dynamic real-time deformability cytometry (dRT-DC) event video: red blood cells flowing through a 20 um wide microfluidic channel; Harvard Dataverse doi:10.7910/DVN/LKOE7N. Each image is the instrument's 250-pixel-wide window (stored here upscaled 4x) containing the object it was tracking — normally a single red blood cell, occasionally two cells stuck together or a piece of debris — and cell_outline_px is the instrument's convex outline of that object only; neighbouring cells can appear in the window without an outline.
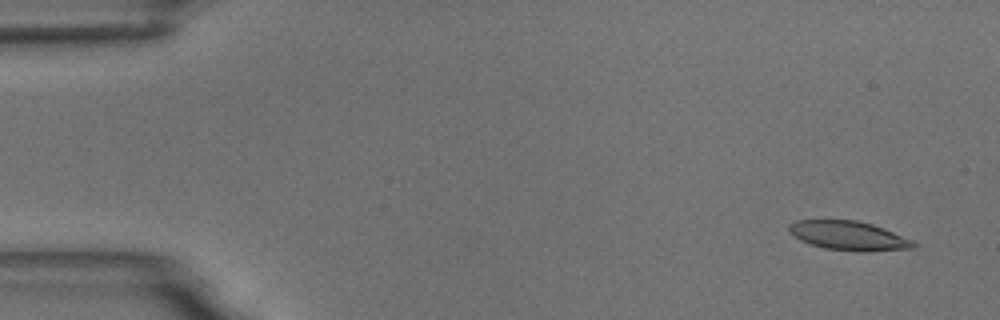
{"species": "common noctule bat (a hibernating species)", "species_latin": "Nyctalus noctula", "temperature_condition": "room temperature", "stored_images_in_passage": 6, "segment_of_instrument_passage": [1, 2], "camera_frame_rate_fps": 3000, "um_per_image_px": 0.085, "animal": {"sex": "male", "body_mass_g": 18.8}, "frame": {"image": 1, "passage_image": 1, "time_ms": 0.0, "image_size_px": [1000, 320], "cell_outline_px": [[920, 244], [916, 248], [868, 252], [856, 252], [824, 248], [800, 240], [788, 232], [788, 224], [796, 220], [856, 220], [872, 224], [884, 228], [912, 240]], "centroid_in_image_um": [72.17, 20.04], "position_along_channel_um": 12.8, "area_um2": 21.44}}